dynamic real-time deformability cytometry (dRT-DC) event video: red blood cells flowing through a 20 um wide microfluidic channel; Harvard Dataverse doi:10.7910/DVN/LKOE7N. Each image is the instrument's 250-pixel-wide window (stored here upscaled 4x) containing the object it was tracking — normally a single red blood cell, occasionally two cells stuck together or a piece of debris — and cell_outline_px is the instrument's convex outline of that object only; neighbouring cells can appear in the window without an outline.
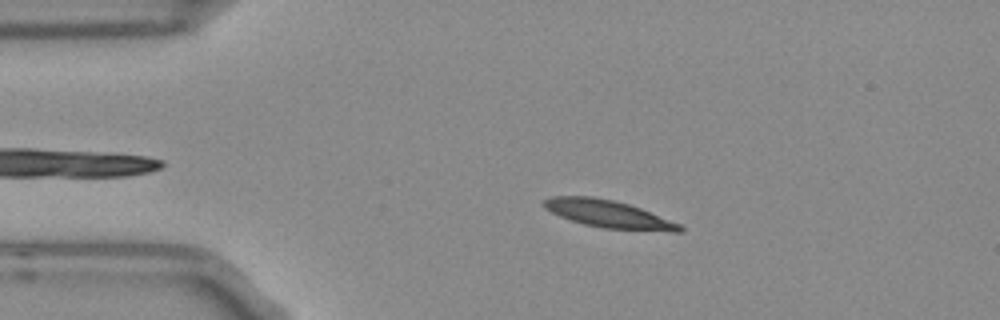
{"species": "Egyptian fruit bat (a non-hibernating species)", "species_latin": "Rousettus aegyptiacus", "temperature_condition": "room temperature", "stored_images_in_passage": 47, "camera_frame_rate_fps": 3000, "um_per_image_px": 0.085, "frame": {"image": 1, "passage_image": 10, "time_ms": 3.0, "image_size_px": [1000, 320], "cell_outline_px": [[684, 228], [680, 232], [672, 232], [604, 228], [584, 224], [560, 216], [544, 208], [540, 204], [544, 200], [552, 196], [592, 196], [612, 200], [628, 204], [640, 208], [680, 224]], "centroid_in_image_um": [51.7, 18.19], "position_along_channel_um": 33.3, "area_um2": 21.62}}
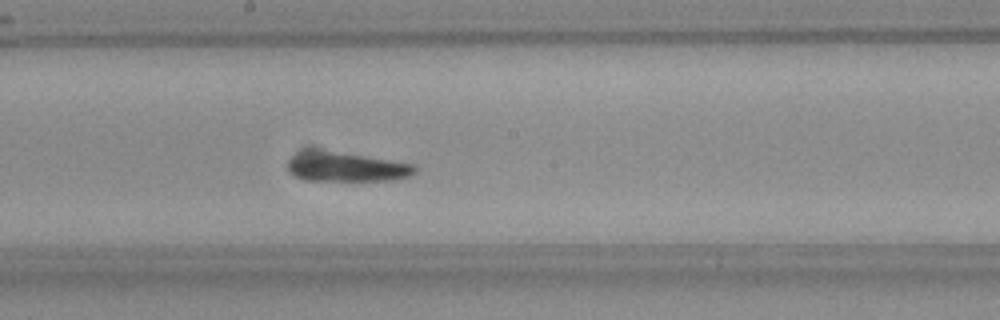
{"frame": {"image": 2, "passage_image": 28, "time_ms": 9.0, "image_size_px": [1000, 320], "cell_outline_px": [[416, 172], [408, 176], [396, 180], [304, 180], [288, 172], [288, 160], [292, 156], [304, 152], [332, 152], [364, 156], [416, 164]], "centroid_in_image_um": [29.48, 14.22], "position_along_channel_um": 218.7, "area_um2": 21.1}}
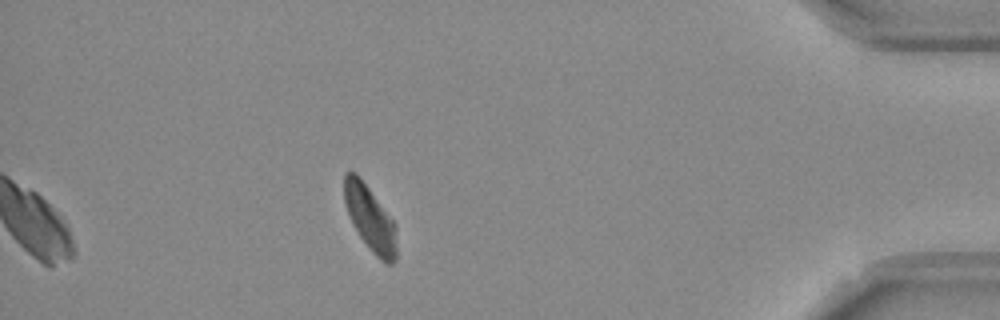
{"frame": {"image": 3, "passage_image": 47, "time_ms": 15.333, "image_size_px": [1000, 320], "cell_outline_px": [[396, 260], [392, 264], [384, 264], [372, 252], [360, 236], [352, 224], [344, 200], [344, 172], [356, 172], [360, 176], [396, 224]], "centroid_in_image_um": [31.47, 18.57], "position_along_channel_um": 403.7, "area_um2": 19.94}, "authors_computed_cell_mechanics": {"area_um2": 21.386, "velocity_mm_per_s": 3.7227, "shape_relaxation_time_tau1_ms": 3.781, "shape_relaxation_time_tau2_ms": 4.8403, "deformation_change_tau1": 0.1423, "deformation_change_tau2": 0.0694}}